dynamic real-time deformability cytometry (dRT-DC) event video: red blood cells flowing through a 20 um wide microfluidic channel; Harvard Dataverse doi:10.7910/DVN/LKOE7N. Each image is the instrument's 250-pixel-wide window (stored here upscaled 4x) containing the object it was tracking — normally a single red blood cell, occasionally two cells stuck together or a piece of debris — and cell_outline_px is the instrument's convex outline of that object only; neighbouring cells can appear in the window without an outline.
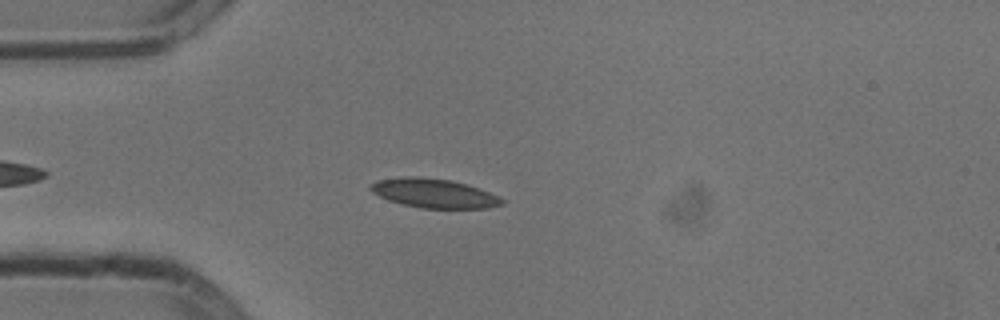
{"species": "common noctule bat (a hibernating species)", "species_latin": "Nyctalus noctula", "temperature_condition": "cold", "stored_images_in_passage": 38, "camera_frame_rate_fps": 3000, "um_per_image_px": 0.085, "animal": {"sex": "male", "body_mass_g": 13.3}, "frame": {"image": 1, "passage_image": 7, "time_ms": 2.0, "image_size_px": [1000, 320], "cell_outline_px": [[504, 204], [488, 208], [420, 208], [388, 200], [372, 192], [368, 188], [376, 180], [404, 176], [420, 176], [452, 180], [488, 192], [504, 200]], "centroid_in_image_um": [36.84, 16.42], "position_along_channel_um": 48.2, "area_um2": 22.14}}
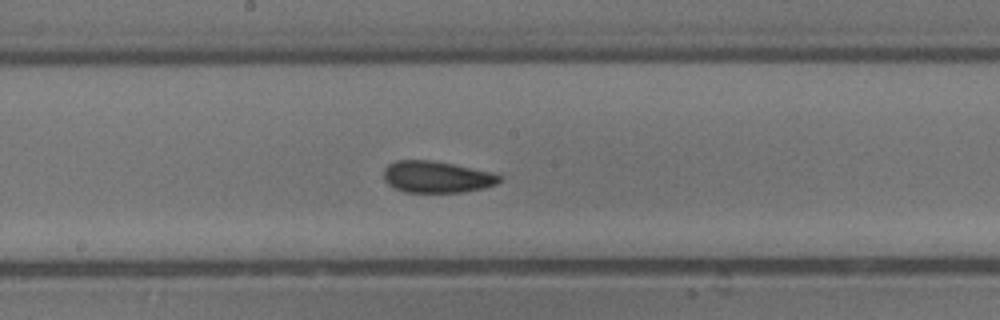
{"frame": {"image": 2, "passage_image": 21, "time_ms": 6.667, "image_size_px": [1000, 320], "cell_outline_px": [[504, 180], [496, 184], [484, 188], [464, 192], [404, 192], [388, 184], [384, 180], [384, 168], [388, 164], [396, 160], [432, 160], [492, 172], [504, 176]], "centroid_in_image_um": [37.15, 15.04], "position_along_channel_um": 211.0, "area_um2": 21.5}}
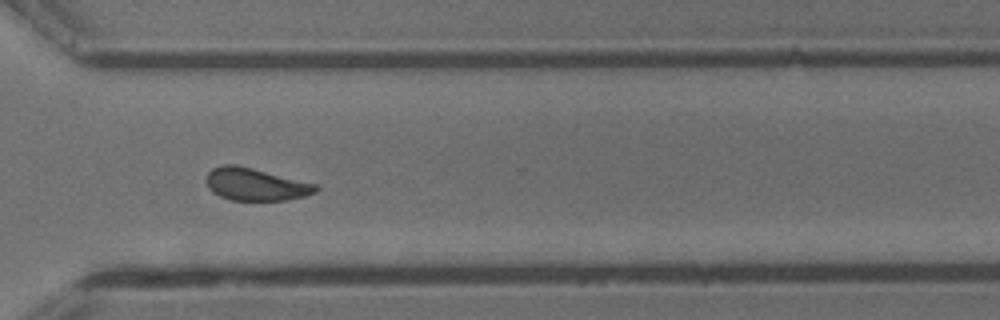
{"frame": {"image": 3, "passage_image": 32, "time_ms": 10.333, "image_size_px": [1000, 320], "cell_outline_px": [[320, 188], [316, 192], [304, 196], [284, 200], [232, 200], [220, 196], [212, 192], [208, 188], [204, 180], [208, 172], [212, 168], [224, 164], [236, 164], [320, 184]], "centroid_in_image_um": [21.73, 15.65], "position_along_channel_um": 348.9, "area_um2": 21.04}, "authors_computed_cell_mechanics": {"area_um2": 21.6172, "velocity_mm_per_s": 3.779, "shape_relaxation_time_tau1_ms": 5.6085, "shape_relaxation_time_tau2_ms": 2.5793, "deformation_change_tau1": 0.1171, "deformation_change_tau2": 0.0586}}